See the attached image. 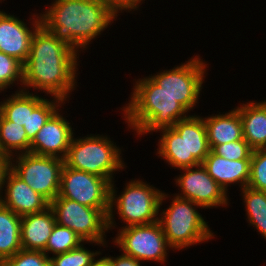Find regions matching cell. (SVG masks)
Returning a JSON list of instances; mask_svg holds the SVG:
<instances>
[{"label": "cell", "mask_w": 266, "mask_h": 266, "mask_svg": "<svg viewBox=\"0 0 266 266\" xmlns=\"http://www.w3.org/2000/svg\"><path fill=\"white\" fill-rule=\"evenodd\" d=\"M34 25L29 55L23 64L22 83L64 101L74 88L77 51L55 33L49 32L41 24V18L36 19Z\"/></svg>", "instance_id": "1"}, {"label": "cell", "mask_w": 266, "mask_h": 266, "mask_svg": "<svg viewBox=\"0 0 266 266\" xmlns=\"http://www.w3.org/2000/svg\"><path fill=\"white\" fill-rule=\"evenodd\" d=\"M41 24L74 49L86 45L116 18L102 0H56Z\"/></svg>", "instance_id": "2"}, {"label": "cell", "mask_w": 266, "mask_h": 266, "mask_svg": "<svg viewBox=\"0 0 266 266\" xmlns=\"http://www.w3.org/2000/svg\"><path fill=\"white\" fill-rule=\"evenodd\" d=\"M136 83L124 112L127 122L139 135L173 127L176 122L188 117L184 115L188 111L150 77Z\"/></svg>", "instance_id": "3"}, {"label": "cell", "mask_w": 266, "mask_h": 266, "mask_svg": "<svg viewBox=\"0 0 266 266\" xmlns=\"http://www.w3.org/2000/svg\"><path fill=\"white\" fill-rule=\"evenodd\" d=\"M161 131L158 154L176 168H194L211 151L204 118L189 116Z\"/></svg>", "instance_id": "4"}, {"label": "cell", "mask_w": 266, "mask_h": 266, "mask_svg": "<svg viewBox=\"0 0 266 266\" xmlns=\"http://www.w3.org/2000/svg\"><path fill=\"white\" fill-rule=\"evenodd\" d=\"M115 196L113 184L106 178L63 165L58 197L102 210L108 216V228L114 224L112 210Z\"/></svg>", "instance_id": "5"}, {"label": "cell", "mask_w": 266, "mask_h": 266, "mask_svg": "<svg viewBox=\"0 0 266 266\" xmlns=\"http://www.w3.org/2000/svg\"><path fill=\"white\" fill-rule=\"evenodd\" d=\"M119 153L107 137L89 136L77 140L72 137L64 164L106 178L112 184V173L123 168Z\"/></svg>", "instance_id": "6"}, {"label": "cell", "mask_w": 266, "mask_h": 266, "mask_svg": "<svg viewBox=\"0 0 266 266\" xmlns=\"http://www.w3.org/2000/svg\"><path fill=\"white\" fill-rule=\"evenodd\" d=\"M195 202L175 197L171 206L158 218L166 240L171 248H185L213 237L207 223L195 210Z\"/></svg>", "instance_id": "7"}, {"label": "cell", "mask_w": 266, "mask_h": 266, "mask_svg": "<svg viewBox=\"0 0 266 266\" xmlns=\"http://www.w3.org/2000/svg\"><path fill=\"white\" fill-rule=\"evenodd\" d=\"M50 207L57 224L72 229L84 241L104 244L108 216L102 210L58 196L50 202Z\"/></svg>", "instance_id": "8"}, {"label": "cell", "mask_w": 266, "mask_h": 266, "mask_svg": "<svg viewBox=\"0 0 266 266\" xmlns=\"http://www.w3.org/2000/svg\"><path fill=\"white\" fill-rule=\"evenodd\" d=\"M18 157V165L11 162L10 169L49 202L57 197L64 160L31 152H23Z\"/></svg>", "instance_id": "9"}, {"label": "cell", "mask_w": 266, "mask_h": 266, "mask_svg": "<svg viewBox=\"0 0 266 266\" xmlns=\"http://www.w3.org/2000/svg\"><path fill=\"white\" fill-rule=\"evenodd\" d=\"M165 194L152 186L141 182L131 181L123 194L117 198V210L120 217L131 225L149 224L158 221V211Z\"/></svg>", "instance_id": "10"}, {"label": "cell", "mask_w": 266, "mask_h": 266, "mask_svg": "<svg viewBox=\"0 0 266 266\" xmlns=\"http://www.w3.org/2000/svg\"><path fill=\"white\" fill-rule=\"evenodd\" d=\"M118 235L115 243L120 246L124 254L139 261H165L166 247H169V244L158 221L125 226Z\"/></svg>", "instance_id": "11"}, {"label": "cell", "mask_w": 266, "mask_h": 266, "mask_svg": "<svg viewBox=\"0 0 266 266\" xmlns=\"http://www.w3.org/2000/svg\"><path fill=\"white\" fill-rule=\"evenodd\" d=\"M204 69L205 64L199 58H194L171 71L151 76V79L188 111L197 103Z\"/></svg>", "instance_id": "12"}, {"label": "cell", "mask_w": 266, "mask_h": 266, "mask_svg": "<svg viewBox=\"0 0 266 266\" xmlns=\"http://www.w3.org/2000/svg\"><path fill=\"white\" fill-rule=\"evenodd\" d=\"M192 167L182 168L185 173L176 180L182 189V195L177 197L195 202L200 207H214L227 204L225 190L208 174L206 168L201 164Z\"/></svg>", "instance_id": "13"}, {"label": "cell", "mask_w": 266, "mask_h": 266, "mask_svg": "<svg viewBox=\"0 0 266 266\" xmlns=\"http://www.w3.org/2000/svg\"><path fill=\"white\" fill-rule=\"evenodd\" d=\"M72 135L73 132L69 122L56 111L36 134L31 142L30 152L64 160L68 153ZM58 153H62V156H59Z\"/></svg>", "instance_id": "14"}, {"label": "cell", "mask_w": 266, "mask_h": 266, "mask_svg": "<svg viewBox=\"0 0 266 266\" xmlns=\"http://www.w3.org/2000/svg\"><path fill=\"white\" fill-rule=\"evenodd\" d=\"M5 179L7 191L5 200L0 203L19 216L41 212L50 206V202L38 192L34 191L11 169Z\"/></svg>", "instance_id": "15"}, {"label": "cell", "mask_w": 266, "mask_h": 266, "mask_svg": "<svg viewBox=\"0 0 266 266\" xmlns=\"http://www.w3.org/2000/svg\"><path fill=\"white\" fill-rule=\"evenodd\" d=\"M23 21L0 11V52L24 64L28 58L34 34Z\"/></svg>", "instance_id": "16"}, {"label": "cell", "mask_w": 266, "mask_h": 266, "mask_svg": "<svg viewBox=\"0 0 266 266\" xmlns=\"http://www.w3.org/2000/svg\"><path fill=\"white\" fill-rule=\"evenodd\" d=\"M55 224V215L50 206L41 212L21 216L22 249L44 251Z\"/></svg>", "instance_id": "17"}, {"label": "cell", "mask_w": 266, "mask_h": 266, "mask_svg": "<svg viewBox=\"0 0 266 266\" xmlns=\"http://www.w3.org/2000/svg\"><path fill=\"white\" fill-rule=\"evenodd\" d=\"M250 163L251 159L229 160L210 151L202 165L226 192L230 183L240 182L242 189L248 186Z\"/></svg>", "instance_id": "18"}, {"label": "cell", "mask_w": 266, "mask_h": 266, "mask_svg": "<svg viewBox=\"0 0 266 266\" xmlns=\"http://www.w3.org/2000/svg\"><path fill=\"white\" fill-rule=\"evenodd\" d=\"M243 125V138L253 150L266 147V102L238 107Z\"/></svg>", "instance_id": "19"}, {"label": "cell", "mask_w": 266, "mask_h": 266, "mask_svg": "<svg viewBox=\"0 0 266 266\" xmlns=\"http://www.w3.org/2000/svg\"><path fill=\"white\" fill-rule=\"evenodd\" d=\"M204 123L210 149L215 145L238 141L243 138L242 120L237 109L225 115L205 118Z\"/></svg>", "instance_id": "20"}, {"label": "cell", "mask_w": 266, "mask_h": 266, "mask_svg": "<svg viewBox=\"0 0 266 266\" xmlns=\"http://www.w3.org/2000/svg\"><path fill=\"white\" fill-rule=\"evenodd\" d=\"M21 216L0 203V264L22 249Z\"/></svg>", "instance_id": "21"}, {"label": "cell", "mask_w": 266, "mask_h": 266, "mask_svg": "<svg viewBox=\"0 0 266 266\" xmlns=\"http://www.w3.org/2000/svg\"><path fill=\"white\" fill-rule=\"evenodd\" d=\"M44 99L23 90L1 103L0 114L8 121L28 130L29 111H33Z\"/></svg>", "instance_id": "22"}, {"label": "cell", "mask_w": 266, "mask_h": 266, "mask_svg": "<svg viewBox=\"0 0 266 266\" xmlns=\"http://www.w3.org/2000/svg\"><path fill=\"white\" fill-rule=\"evenodd\" d=\"M31 141L22 125L6 120L0 114V154L12 157V150L30 152ZM10 149V150H9Z\"/></svg>", "instance_id": "23"}, {"label": "cell", "mask_w": 266, "mask_h": 266, "mask_svg": "<svg viewBox=\"0 0 266 266\" xmlns=\"http://www.w3.org/2000/svg\"><path fill=\"white\" fill-rule=\"evenodd\" d=\"M243 194L248 220L266 238V191H259L246 186L243 188Z\"/></svg>", "instance_id": "24"}, {"label": "cell", "mask_w": 266, "mask_h": 266, "mask_svg": "<svg viewBox=\"0 0 266 266\" xmlns=\"http://www.w3.org/2000/svg\"><path fill=\"white\" fill-rule=\"evenodd\" d=\"M84 240L72 229L55 224L43 252L51 251L53 254H63L78 247Z\"/></svg>", "instance_id": "25"}, {"label": "cell", "mask_w": 266, "mask_h": 266, "mask_svg": "<svg viewBox=\"0 0 266 266\" xmlns=\"http://www.w3.org/2000/svg\"><path fill=\"white\" fill-rule=\"evenodd\" d=\"M56 102H49L44 99L33 111H29V120H28V130L27 132L28 139L32 142L36 137L38 131L43 127V125L48 121V119L57 111L55 105L57 102L61 103L63 100L55 98Z\"/></svg>", "instance_id": "26"}, {"label": "cell", "mask_w": 266, "mask_h": 266, "mask_svg": "<svg viewBox=\"0 0 266 266\" xmlns=\"http://www.w3.org/2000/svg\"><path fill=\"white\" fill-rule=\"evenodd\" d=\"M95 255L98 253L90 252L80 244L73 250L51 257L50 263L51 266H93Z\"/></svg>", "instance_id": "27"}, {"label": "cell", "mask_w": 266, "mask_h": 266, "mask_svg": "<svg viewBox=\"0 0 266 266\" xmlns=\"http://www.w3.org/2000/svg\"><path fill=\"white\" fill-rule=\"evenodd\" d=\"M248 187L266 191V150H253L250 163V177Z\"/></svg>", "instance_id": "28"}, {"label": "cell", "mask_w": 266, "mask_h": 266, "mask_svg": "<svg viewBox=\"0 0 266 266\" xmlns=\"http://www.w3.org/2000/svg\"><path fill=\"white\" fill-rule=\"evenodd\" d=\"M17 79L23 82V64L16 58L0 52V90L7 88Z\"/></svg>", "instance_id": "29"}, {"label": "cell", "mask_w": 266, "mask_h": 266, "mask_svg": "<svg viewBox=\"0 0 266 266\" xmlns=\"http://www.w3.org/2000/svg\"><path fill=\"white\" fill-rule=\"evenodd\" d=\"M43 251L21 249L5 259L0 266H51L50 257Z\"/></svg>", "instance_id": "30"}, {"label": "cell", "mask_w": 266, "mask_h": 266, "mask_svg": "<svg viewBox=\"0 0 266 266\" xmlns=\"http://www.w3.org/2000/svg\"><path fill=\"white\" fill-rule=\"evenodd\" d=\"M211 151L229 160H241V159H251L253 149L247 143V141L242 138L238 141H233L229 143H224L221 145H215Z\"/></svg>", "instance_id": "31"}, {"label": "cell", "mask_w": 266, "mask_h": 266, "mask_svg": "<svg viewBox=\"0 0 266 266\" xmlns=\"http://www.w3.org/2000/svg\"><path fill=\"white\" fill-rule=\"evenodd\" d=\"M106 6L116 15L118 10L136 9L142 0H102Z\"/></svg>", "instance_id": "32"}, {"label": "cell", "mask_w": 266, "mask_h": 266, "mask_svg": "<svg viewBox=\"0 0 266 266\" xmlns=\"http://www.w3.org/2000/svg\"><path fill=\"white\" fill-rule=\"evenodd\" d=\"M106 258L113 264V266H140L139 260L126 254H122L121 256L117 257V259H113V257Z\"/></svg>", "instance_id": "33"}, {"label": "cell", "mask_w": 266, "mask_h": 266, "mask_svg": "<svg viewBox=\"0 0 266 266\" xmlns=\"http://www.w3.org/2000/svg\"><path fill=\"white\" fill-rule=\"evenodd\" d=\"M11 159L12 158L0 154V190L2 189V185H5V177L7 172L10 170Z\"/></svg>", "instance_id": "34"}, {"label": "cell", "mask_w": 266, "mask_h": 266, "mask_svg": "<svg viewBox=\"0 0 266 266\" xmlns=\"http://www.w3.org/2000/svg\"><path fill=\"white\" fill-rule=\"evenodd\" d=\"M93 266H113V264L106 257H103L99 260H95Z\"/></svg>", "instance_id": "35"}]
</instances>
